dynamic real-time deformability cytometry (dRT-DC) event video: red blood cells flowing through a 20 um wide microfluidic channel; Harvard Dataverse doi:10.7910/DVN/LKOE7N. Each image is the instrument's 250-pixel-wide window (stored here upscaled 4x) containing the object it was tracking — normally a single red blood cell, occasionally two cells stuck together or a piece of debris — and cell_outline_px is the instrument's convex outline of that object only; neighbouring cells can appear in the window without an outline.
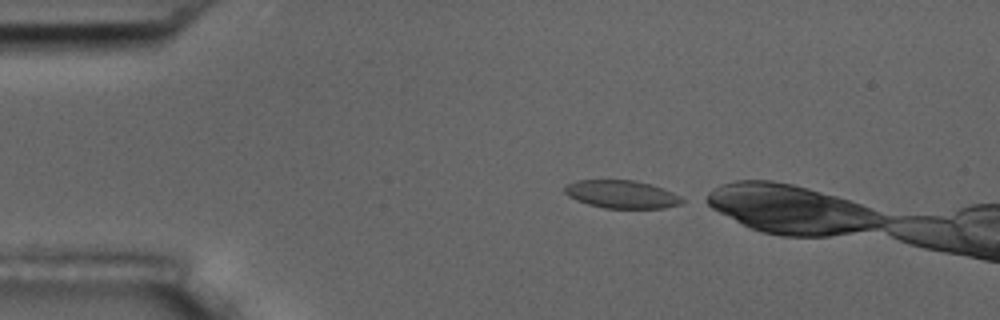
{"species": "common noctule bat (a hibernating species)", "species_latin": "Nyctalus noctula", "temperature_condition": "room temperature", "stored_images_in_passage": 6, "camera_frame_rate_fps": 3000, "um_per_image_px": 0.085, "animal": {"sex": "male", "body_mass_g": 17.5, "forearm_length_mm": 52.3}, "frame": {"image": 1, "passage_image": 1, "time_ms": 0.0, "image_size_px": [1000, 320], "cell_outline_px": [[688, 200], [680, 204], [664, 208], [604, 208], [588, 204], [576, 200], [568, 196], [564, 192], [564, 188], [568, 184], [576, 180], [636, 180], [652, 184], [664, 188]], "centroid_in_image_um": [52.88, 16.51], "position_along_channel_um": 32.1, "area_um2": 19.31}}